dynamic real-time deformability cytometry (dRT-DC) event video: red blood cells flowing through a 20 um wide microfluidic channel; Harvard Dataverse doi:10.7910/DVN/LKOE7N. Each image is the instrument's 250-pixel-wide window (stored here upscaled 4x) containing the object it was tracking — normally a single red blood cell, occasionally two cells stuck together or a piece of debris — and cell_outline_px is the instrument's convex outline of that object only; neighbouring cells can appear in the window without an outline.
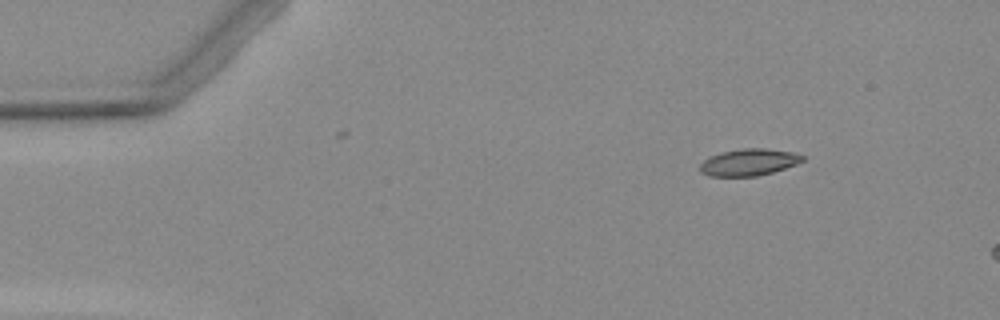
{"species": "Egyptian fruit bat (a non-hibernating species)", "species_latin": "Rousettus aegyptiacus", "temperature_condition": "warm", "stored_images_in_passage": 3, "camera_frame_rate_fps": 3000, "um_per_image_px": 0.085, "animal": {"sex": "female"}, "frame": {"image": 1, "passage_image": 1, "time_ms": 0.0, "image_size_px": [1000, 320], "cell_outline_px": [[804, 160], [796, 164], [772, 172], [756, 176], [708, 176], [700, 172], [700, 164], [704, 160], [720, 152], [744, 148], [764, 148], [792, 152], [804, 156]], "centroid_in_image_um": [63.63, 13.79], "position_along_channel_um": 21.4, "area_um2": 15.9}}